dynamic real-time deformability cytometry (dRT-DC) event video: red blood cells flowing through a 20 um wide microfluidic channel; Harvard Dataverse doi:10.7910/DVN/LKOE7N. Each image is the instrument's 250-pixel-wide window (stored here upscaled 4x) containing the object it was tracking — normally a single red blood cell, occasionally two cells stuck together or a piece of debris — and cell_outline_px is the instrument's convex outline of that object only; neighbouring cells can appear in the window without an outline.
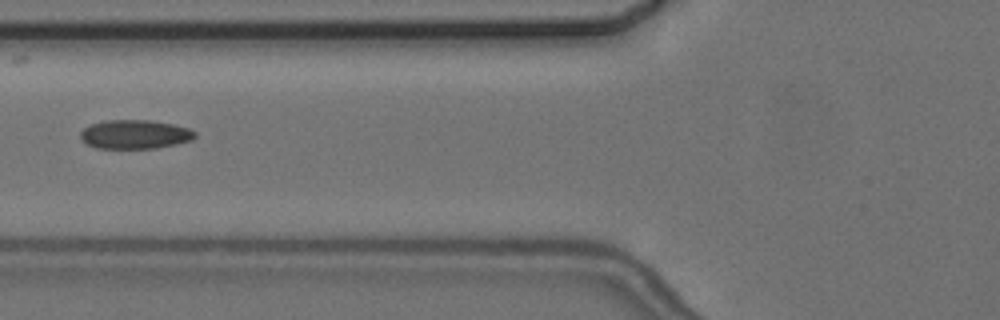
{"species": "common noctule bat (a hibernating species)", "species_latin": "Nyctalus noctula", "temperature_condition": "cold", "stored_images_in_passage": 4, "camera_frame_rate_fps": 3000, "um_per_image_px": 0.085, "animal": {"sex": "female", "body_mass_g": 24.6, "forearm_length_mm": 56.2}, "frame": {"image": 1, "passage_image": 4, "time_ms": 3.333, "image_size_px": [1000, 320], "cell_outline_px": [[196, 136], [192, 140], [176, 144], [156, 148], [96, 148], [80, 140], [80, 132], [84, 128], [92, 124], [104, 120], [152, 120], [172, 124], [188, 128], [196, 132]], "centroid_in_image_um": [11.46, 11.42], "position_along_channel_um": 114.3, "area_um2": 19.36}}